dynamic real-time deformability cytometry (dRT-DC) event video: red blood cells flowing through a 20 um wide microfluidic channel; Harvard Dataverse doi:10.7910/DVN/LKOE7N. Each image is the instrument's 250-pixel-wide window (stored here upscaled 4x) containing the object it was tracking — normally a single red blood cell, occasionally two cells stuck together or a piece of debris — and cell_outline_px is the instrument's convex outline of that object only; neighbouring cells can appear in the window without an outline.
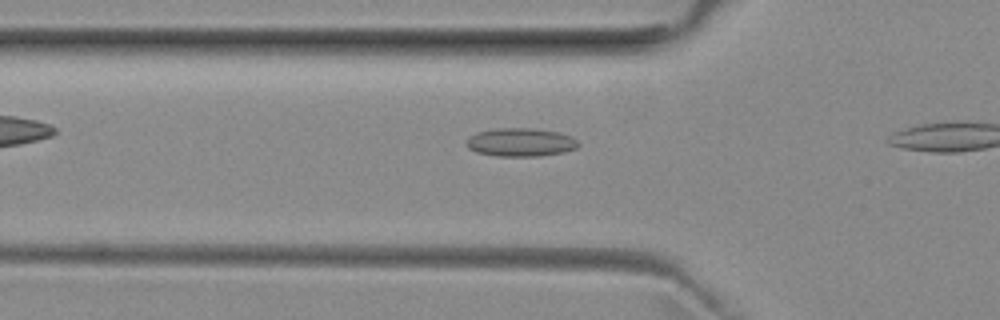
{"species": "common noctule bat (a hibernating species)", "species_latin": "Nyctalus noctula", "temperature_condition": "room temperature", "stored_images_in_passage": 4, "camera_frame_rate_fps": 3000, "um_per_image_px": 0.085, "animal": {"sex": "female", "body_mass_g": 29.2, "forearm_length_mm": 56.3}, "frame": {"image": 1, "passage_image": 2, "time_ms": 0.333, "image_size_px": [1000, 320], "cell_outline_px": [[580, 144], [576, 148], [564, 152], [540, 156], [496, 156], [476, 152], [468, 148], [464, 144], [468, 136], [476, 132], [496, 128], [532, 128], [560, 132], [572, 136]], "centroid_in_image_um": [44.22, 12.09], "position_along_channel_um": 81.6, "area_um2": 18.79}}